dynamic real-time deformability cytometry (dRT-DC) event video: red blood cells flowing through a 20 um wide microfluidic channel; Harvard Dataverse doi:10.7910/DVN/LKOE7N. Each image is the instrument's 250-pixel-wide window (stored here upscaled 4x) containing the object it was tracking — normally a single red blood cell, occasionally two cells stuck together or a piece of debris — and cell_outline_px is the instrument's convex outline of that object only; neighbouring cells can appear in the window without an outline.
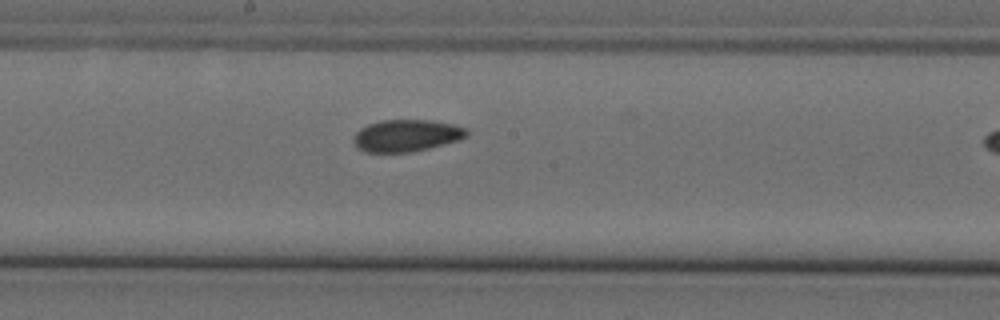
{"species": "Egyptian fruit bat (a non-hibernating species)", "species_latin": "Rousettus aegyptiacus", "temperature_condition": "cold", "stored_images_in_passage": 6, "segment_of_instrument_passage": [1, 2], "camera_frame_rate_fps": 3000, "um_per_image_px": 0.085, "animal": {"sex": "female"}, "frame": {"image": 1, "passage_image": 5, "time_ms": 1.333, "image_size_px": [1000, 320], "cell_outline_px": [[468, 136], [460, 140], [428, 148], [408, 152], [364, 152], [356, 148], [352, 144], [352, 136], [360, 128], [368, 124], [380, 120], [432, 120], [452, 124], [468, 128]], "centroid_in_image_um": [34.51, 11.52], "position_along_channel_um": 213.7, "area_um2": 21.39}}